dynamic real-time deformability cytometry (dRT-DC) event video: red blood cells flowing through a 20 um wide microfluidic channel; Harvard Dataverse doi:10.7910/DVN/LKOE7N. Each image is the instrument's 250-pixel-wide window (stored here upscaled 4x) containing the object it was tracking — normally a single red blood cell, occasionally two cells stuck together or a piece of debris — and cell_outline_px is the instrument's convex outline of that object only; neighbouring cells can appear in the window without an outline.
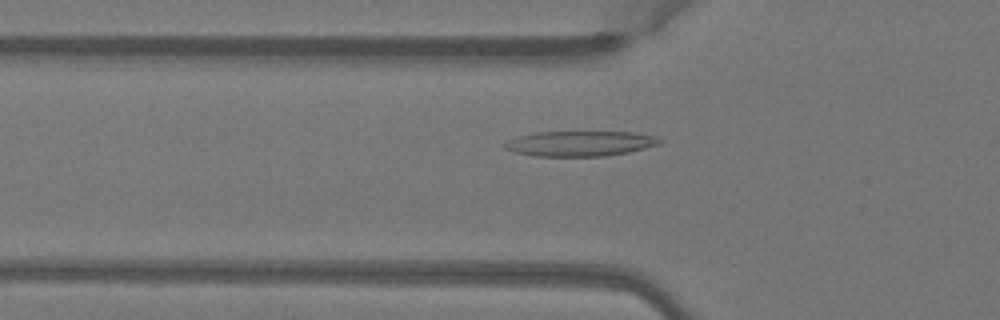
{"species": "Egyptian fruit bat (a non-hibernating species)", "species_latin": "Rousettus aegyptiacus", "temperature_condition": "warm", "stored_images_in_passage": 50, "camera_frame_rate_fps": 3000, "um_per_image_px": 0.085, "animal": {"sex": "female"}, "frame": {"image": 1, "passage_image": 17, "time_ms": 5.333, "image_size_px": [1000, 320], "cell_outline_px": [[664, 140], [660, 144], [628, 152], [604, 156], [536, 156], [516, 152], [504, 148], [504, 144], [508, 140], [520, 136], [536, 132], [632, 132], [656, 136]], "centroid_in_image_um": [49.34, 12.2], "position_along_channel_um": 76.5, "area_um2": 22.6}}
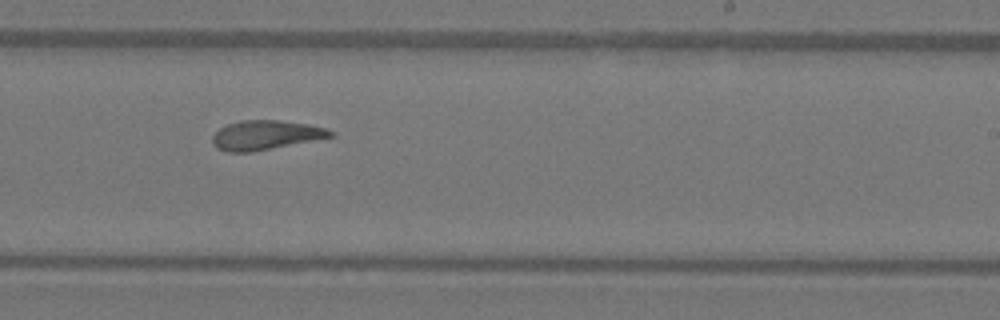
{"frame": {"image": 2, "passage_image": 31, "time_ms": 10.0, "image_size_px": [1000, 320], "cell_outline_px": [[336, 136], [252, 152], [228, 152], [216, 148], [212, 144], [212, 136], [220, 128], [228, 124], [240, 120], [280, 120], [308, 124], [324, 128], [332, 132]], "centroid_in_image_um": [22.55, 11.48], "position_along_channel_um": 266.4, "area_um2": 20.17}}
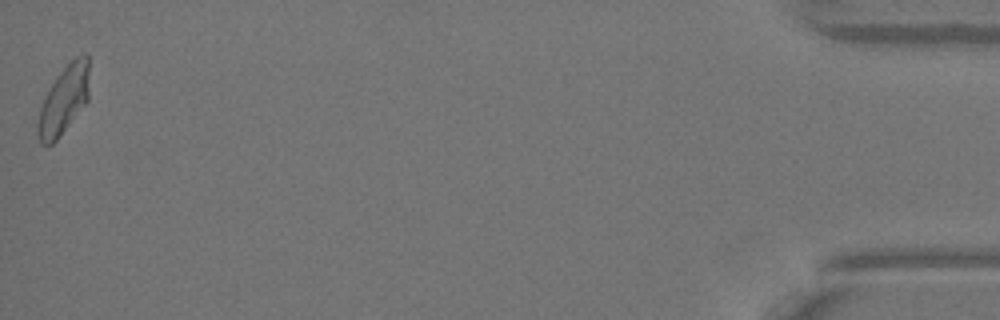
{"frame": {"image": 3, "passage_image": 50, "time_ms": 16.333, "image_size_px": [1000, 320], "cell_outline_px": [[88, 100], [56, 140], [52, 144], [40, 144], [36, 132], [36, 124], [40, 108], [44, 96], [48, 88], [56, 76], [76, 56], [88, 52]], "centroid_in_image_um": [5.39, 8.5], "position_along_channel_um": 429.8, "area_um2": 20.4}, "authors_computed_cell_mechanics": {"area_um2": 20.4901, "velocity_mm_per_s": 4.0542, "shape_relaxation_time_tau1_ms": 7.4121, "shape_relaxation_time_tau2_ms": 3.2046, "deformation_change_tau1": 0.2315, "deformation_change_tau2": 0.1022}}